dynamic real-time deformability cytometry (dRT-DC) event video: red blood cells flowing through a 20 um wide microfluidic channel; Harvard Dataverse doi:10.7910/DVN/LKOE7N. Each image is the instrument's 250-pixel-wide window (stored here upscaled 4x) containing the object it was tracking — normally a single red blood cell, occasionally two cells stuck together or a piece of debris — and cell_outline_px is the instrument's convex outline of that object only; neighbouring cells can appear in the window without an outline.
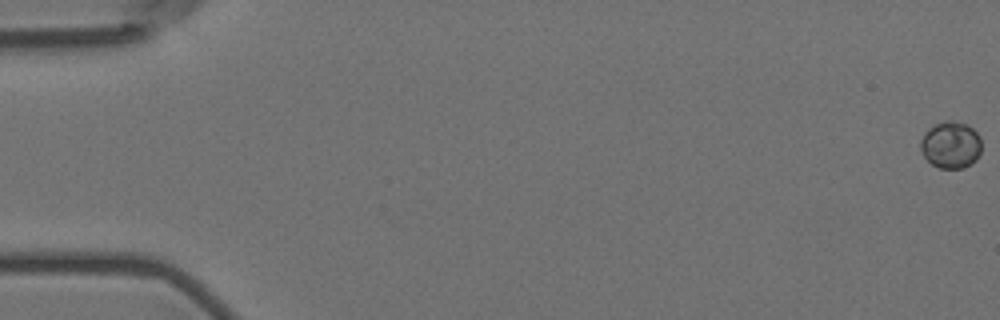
{"species": "Egyptian fruit bat (a non-hibernating species)", "species_latin": "Rousettus aegyptiacus", "temperature_condition": "room temperature", "stored_images_in_passage": 58, "camera_frame_rate_fps": 3000, "um_per_image_px": 0.085, "animal": {"sex": "female"}, "frame": {"image": 1, "passage_image": 1, "time_ms": 0.0, "image_size_px": [1000, 320], "cell_outline_px": [[980, 152], [976, 160], [972, 164], [964, 168], [940, 168], [932, 164], [924, 156], [920, 148], [920, 140], [924, 132], [928, 128], [936, 124], [948, 120], [952, 120], [968, 124], [980, 136]], "centroid_in_image_um": [80.81, 12.31], "position_along_channel_um": 4.2, "area_um2": 16.76}}
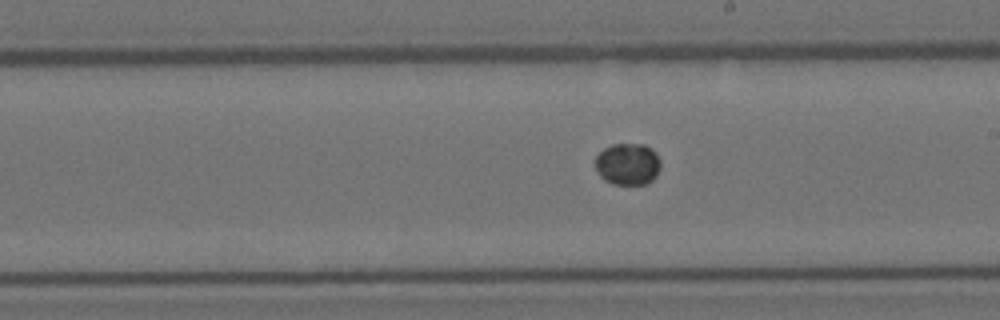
{"frame": {"image": 2, "passage_image": 34, "time_ms": 11.0, "image_size_px": [1000, 320], "cell_outline_px": [[660, 168], [656, 176], [652, 180], [644, 184], [612, 184], [604, 180], [600, 176], [596, 168], [596, 156], [604, 148], [612, 144], [644, 144], [652, 148], [656, 152], [660, 160]], "centroid_in_image_um": [53.37, 13.94], "position_along_channel_um": 235.6, "area_um2": 16.01}}
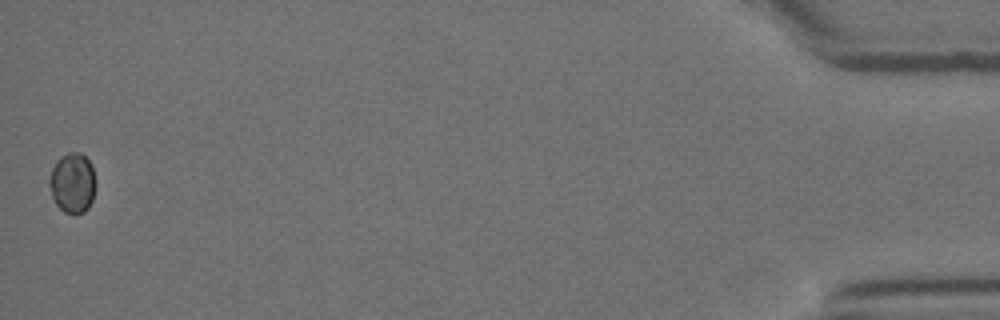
{"frame": {"image": 3, "passage_image": 58, "time_ms": 19.0, "image_size_px": [1000, 320], "cell_outline_px": [[96, 184], [92, 200], [88, 208], [84, 212], [76, 216], [64, 212], [56, 204], [52, 196], [48, 184], [48, 180], [52, 168], [56, 160], [60, 156], [68, 152], [80, 152], [92, 164], [96, 180]], "centroid_in_image_um": [6.17, 15.56], "position_along_channel_um": 429.0, "area_um2": 16.65}}